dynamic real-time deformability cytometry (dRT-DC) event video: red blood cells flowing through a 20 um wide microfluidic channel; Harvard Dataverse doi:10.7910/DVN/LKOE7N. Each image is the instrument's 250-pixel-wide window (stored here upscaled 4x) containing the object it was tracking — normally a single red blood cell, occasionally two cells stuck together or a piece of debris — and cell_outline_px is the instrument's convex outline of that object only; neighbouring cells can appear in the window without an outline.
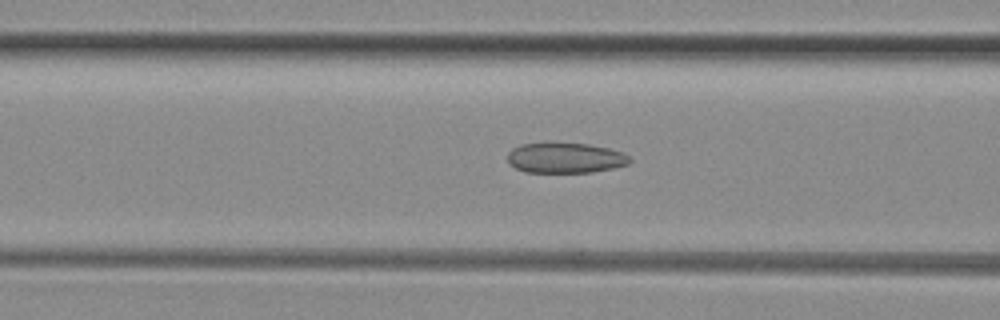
{"species": "common noctule bat (a hibernating species)", "species_latin": "Nyctalus noctula", "temperature_condition": "room temperature", "stored_images_in_passage": 48, "camera_frame_rate_fps": 3000, "um_per_image_px": 0.085, "animal": {"sex": "female", "body_mass_g": 29.2, "forearm_length_mm": 56.3}, "frame": {"image": 1, "passage_image": 18, "time_ms": 5.667, "image_size_px": [1000, 320], "cell_outline_px": [[632, 160], [628, 164], [612, 168], [592, 172], [524, 172], [508, 164], [508, 152], [512, 148], [520, 144], [548, 140], [588, 144], [608, 148], [624, 152]], "centroid_in_image_um": [48.0, 13.38], "position_along_channel_um": 118.6, "area_um2": 22.37}}
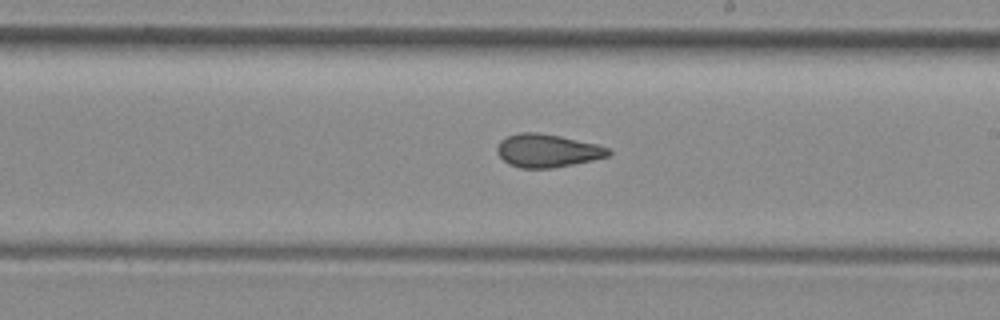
{"frame": {"image": 2, "passage_image": 27, "time_ms": 8.667, "image_size_px": [1000, 320], "cell_outline_px": [[612, 152], [608, 156], [592, 160], [552, 168], [520, 168], [508, 164], [496, 152], [496, 148], [500, 140], [508, 136], [520, 132], [536, 132], [560, 136], [596, 144], [608, 148]], "centroid_in_image_um": [46.49, 12.8], "position_along_channel_um": 242.5, "area_um2": 21.39}}
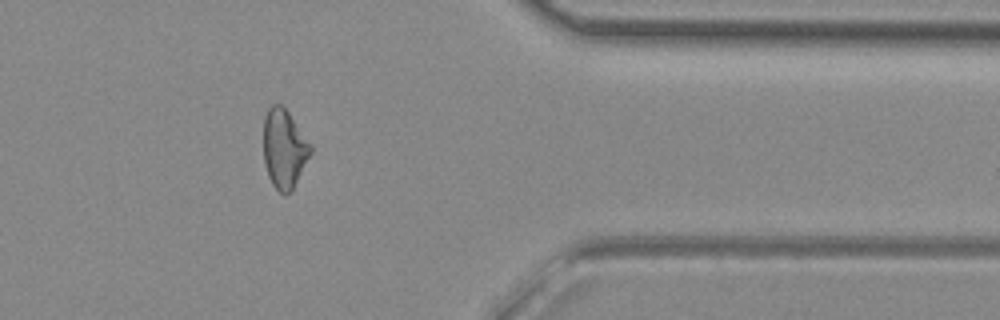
{"frame": {"image": 3, "passage_image": 39, "time_ms": 12.667, "image_size_px": [1000, 320], "cell_outline_px": [[312, 152], [292, 188], [284, 196], [272, 184], [268, 176], [264, 164], [264, 116], [268, 108], [272, 104], [280, 104], [288, 112], [312, 144]], "centroid_in_image_um": [24.15, 12.62], "position_along_channel_um": 387.3, "area_um2": 21.5}, "authors_computed_cell_mechanics": {"area_um2": 22.4264, "velocity_mm_per_s": 4.1363, "shape_relaxation_time_tau1_ms": null, "shape_relaxation_time_tau2_ms": 1.8891, "deformation_change_tau1": null, "deformation_change_tau2": 0.0896}}